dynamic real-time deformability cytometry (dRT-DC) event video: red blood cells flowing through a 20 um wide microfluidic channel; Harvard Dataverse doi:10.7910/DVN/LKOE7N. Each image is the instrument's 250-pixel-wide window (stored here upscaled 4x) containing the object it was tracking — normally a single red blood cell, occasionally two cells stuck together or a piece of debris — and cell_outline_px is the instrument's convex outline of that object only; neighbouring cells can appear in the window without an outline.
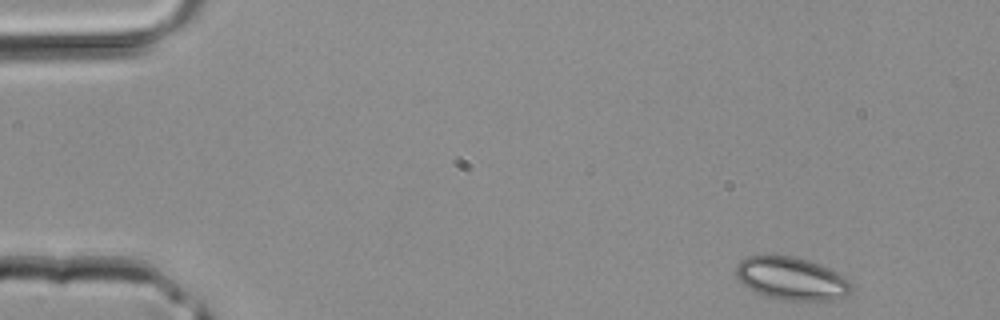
{"species": "common noctule bat (a hibernating species)", "species_latin": "Nyctalus noctula", "temperature_condition": "room temperature", "stored_images_in_passage": 40, "segment_of_instrument_passage": [1, 2], "camera_frame_rate_fps": 3000, "um_per_image_px": 0.085, "animal": {"sex": "male", "body_mass_g": 20.4}, "frame": {"image": 1, "passage_image": 1, "time_ms": 0.0, "image_size_px": [1000, 320], "cell_outline_px": [[852, 292], [844, 296], [832, 300], [780, 300], [756, 292], [744, 284], [736, 276], [736, 264], [740, 260], [748, 256], [768, 252], [796, 256], [820, 264], [836, 272], [848, 280], [852, 288]], "centroid_in_image_um": [67.24, 23.62], "position_along_channel_um": 17.8, "area_um2": 29.25}}
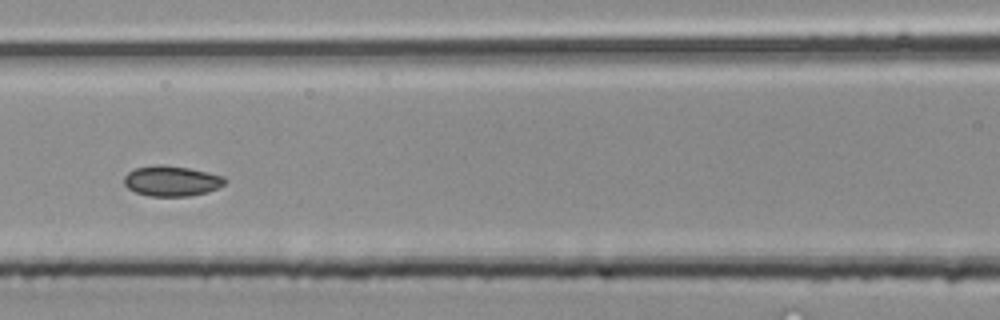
{"frame": {"image": 2, "passage_image": 16, "time_ms": 5.0, "image_size_px": [1000, 320], "cell_outline_px": [[228, 180], [224, 184], [208, 192], [188, 196], [152, 196], [136, 192], [128, 188], [124, 184], [124, 176], [128, 172], [136, 168], [160, 164], [188, 168], [208, 172], [224, 176]], "centroid_in_image_um": [14.6, 15.38], "position_along_channel_um": 152.0, "area_um2": 17.74}}
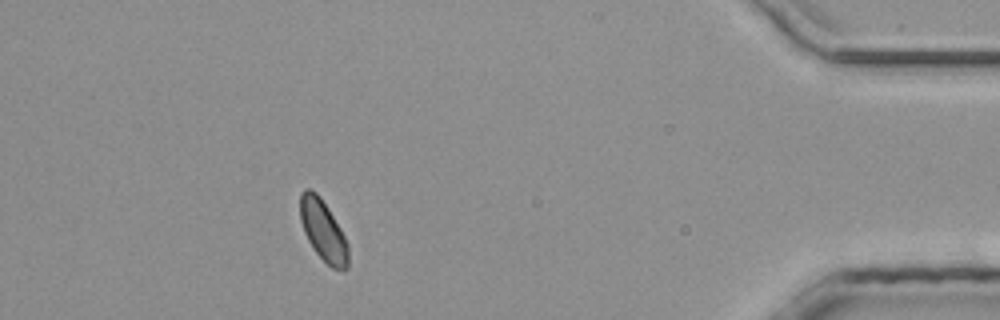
{"frame": {"image": 3, "passage_image": 35, "time_ms": 11.333, "image_size_px": [1000, 320], "cell_outline_px": [[348, 268], [344, 272], [332, 268], [312, 248], [304, 232], [300, 220], [300, 192], [304, 188], [312, 188], [320, 196], [328, 208], [340, 228], [348, 244]], "centroid_in_image_um": [27.46, 19.59], "position_along_channel_um": 407.7, "area_um2": 17.22}}